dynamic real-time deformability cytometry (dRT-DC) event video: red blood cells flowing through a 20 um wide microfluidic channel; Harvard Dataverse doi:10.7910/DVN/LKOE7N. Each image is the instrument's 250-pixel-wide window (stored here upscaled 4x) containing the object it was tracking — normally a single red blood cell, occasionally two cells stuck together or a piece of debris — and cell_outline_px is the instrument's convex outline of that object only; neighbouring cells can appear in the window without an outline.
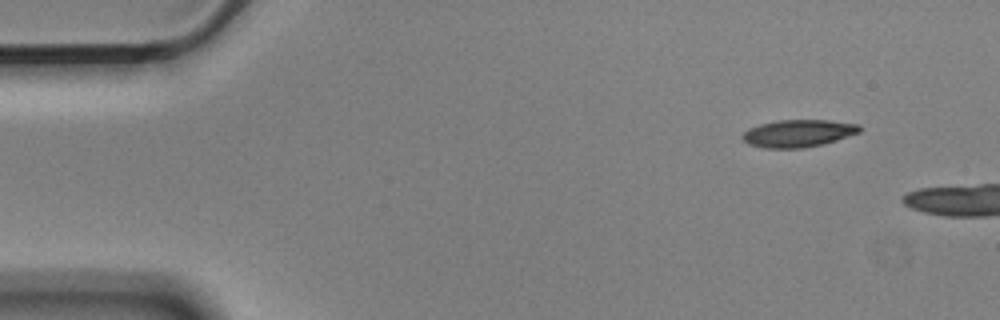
{"species": "Egyptian fruit bat (a non-hibernating species)", "species_latin": "Rousettus aegyptiacus", "temperature_condition": "cold", "stored_images_in_passage": 9, "camera_frame_rate_fps": 3000, "um_per_image_px": 0.085, "animal": {"sex": "male"}, "frame": {"image": 1, "passage_image": 1, "time_ms": 0.0, "image_size_px": [1000, 320], "cell_outline_px": [[860, 132], [836, 140], [820, 144], [800, 148], [764, 148], [748, 144], [744, 140], [744, 132], [748, 128], [760, 124], [780, 120], [828, 120], [860, 124]], "centroid_in_image_um": [67.85, 11.32], "position_along_channel_um": 17.2, "area_um2": 18.44}}